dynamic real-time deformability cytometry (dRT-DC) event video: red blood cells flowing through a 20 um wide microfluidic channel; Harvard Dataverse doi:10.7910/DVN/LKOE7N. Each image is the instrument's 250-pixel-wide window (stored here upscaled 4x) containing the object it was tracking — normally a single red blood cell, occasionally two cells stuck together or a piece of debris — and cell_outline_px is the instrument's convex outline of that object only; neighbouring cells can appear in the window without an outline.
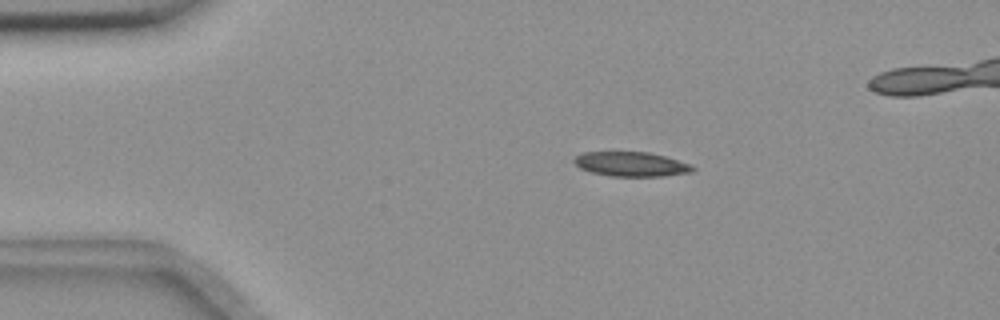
{"species": "common noctule bat (a hibernating species)", "species_latin": "Nyctalus noctula", "temperature_condition": "room temperature", "stored_images_in_passage": 47, "camera_frame_rate_fps": 3000, "um_per_image_px": 0.085, "animal": {"sex": "female", "body_mass_g": 18.4}, "frame": {"image": 1, "passage_image": 1, "time_ms": 0.0, "image_size_px": [1000, 320], "cell_outline_px": [[696, 168], [692, 172], [664, 176], [612, 176], [592, 172], [580, 168], [572, 160], [576, 156], [584, 152], [648, 152], [664, 156], [692, 164]], "centroid_in_image_um": [53.68, 13.95], "position_along_channel_um": 31.3, "area_um2": 16.88}}
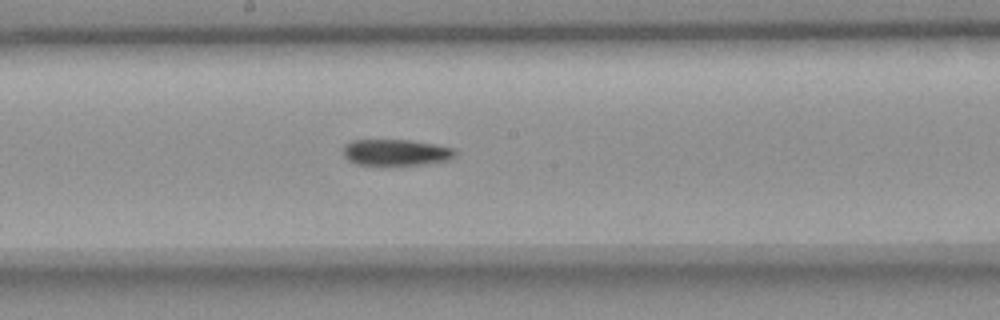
{"frame": {"image": 2, "passage_image": 20, "time_ms": 6.333, "image_size_px": [1000, 320], "cell_outline_px": [[456, 156], [448, 160], [424, 164], [384, 168], [356, 164], [348, 160], [344, 156], [344, 148], [352, 140], [408, 140], [436, 144], [456, 148]], "centroid_in_image_um": [33.68, 13.0], "position_along_channel_um": 214.5, "area_um2": 17.92}}
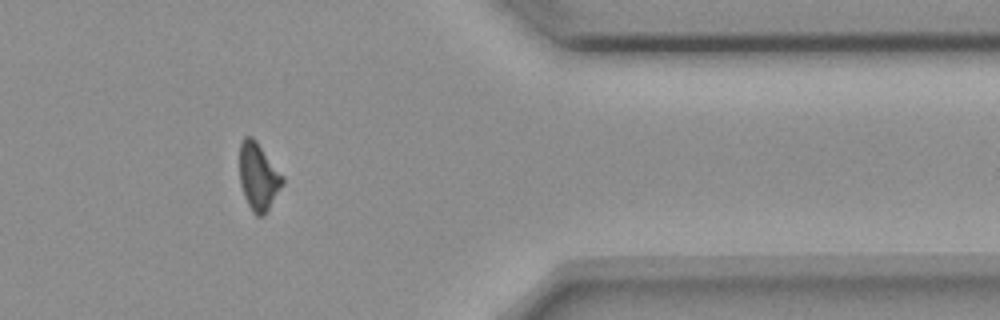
{"frame": {"image": 3, "passage_image": 36, "time_ms": 11.667, "image_size_px": [1000, 320], "cell_outline_px": [[284, 184], [264, 216], [256, 216], [252, 212], [244, 196], [240, 184], [240, 144], [244, 136], [252, 136], [256, 140], [284, 176]], "centroid_in_image_um": [21.97, 15.02], "position_along_channel_um": 389.4, "area_um2": 16.99}, "authors_computed_cell_mechanics": {"area_um2": 17.4556, "velocity_mm_per_s": 3.6632, "shape_relaxation_time_tau1_ms": null, "shape_relaxation_time_tau2_ms": 10.1917, "deformation_change_tau1": null, "deformation_change_tau2": 0.189}}